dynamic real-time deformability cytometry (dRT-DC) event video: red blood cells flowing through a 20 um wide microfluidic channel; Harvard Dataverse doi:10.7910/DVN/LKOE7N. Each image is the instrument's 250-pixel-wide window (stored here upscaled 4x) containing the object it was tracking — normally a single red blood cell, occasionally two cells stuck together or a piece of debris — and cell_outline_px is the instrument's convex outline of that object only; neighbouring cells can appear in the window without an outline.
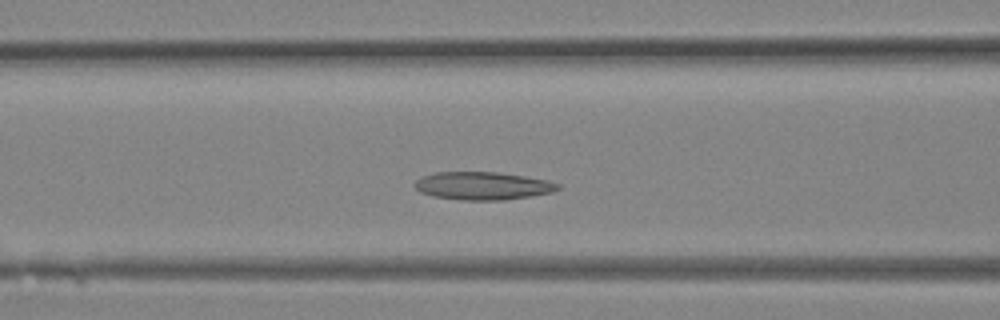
{"species": "Egyptian fruit bat (a non-hibernating species)", "species_latin": "Rousettus aegyptiacus", "temperature_condition": "room temperature", "stored_images_in_passage": 29, "camera_frame_rate_fps": 3000, "um_per_image_px": 0.085, "animal": {"sex": "female"}, "frame": {"image": 1, "passage_image": 10, "time_ms": 3.0, "image_size_px": [1000, 320], "cell_outline_px": [[560, 188], [552, 192], [532, 196], [504, 200], [464, 200], [432, 196], [420, 192], [412, 184], [416, 180], [424, 176], [436, 172], [496, 172], [524, 176], [548, 180], [560, 184]], "centroid_in_image_um": [41.04, 15.8], "position_along_channel_um": 125.6, "area_um2": 23.29}}
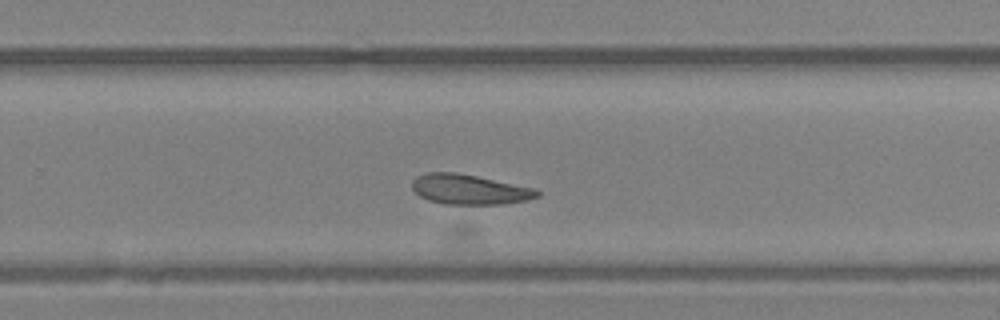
{"frame": {"image": 2, "passage_image": 18, "time_ms": 5.667, "image_size_px": [1000, 320], "cell_outline_px": [[540, 196], [528, 200], [504, 204], [444, 204], [428, 200], [420, 196], [412, 188], [412, 180], [416, 176], [424, 172], [456, 172], [536, 188], [540, 192]], "centroid_in_image_um": [39.9, 16.1], "position_along_channel_um": 289.9, "area_um2": 22.02}}
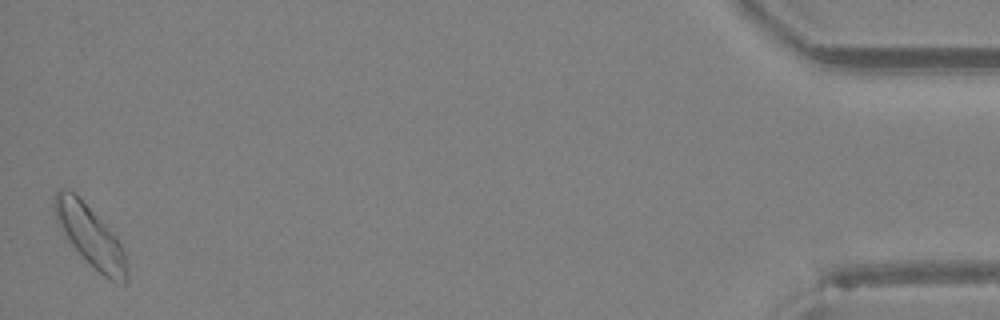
{"frame": {"image": 3, "passage_image": 29, "time_ms": 9.333, "image_size_px": [1000, 320], "cell_outline_px": [[128, 280], [124, 284], [108, 280], [72, 244], [56, 224], [52, 208], [52, 204], [56, 192], [60, 188], [68, 188], [80, 196], [116, 236], [124, 252], [128, 268]], "centroid_in_image_um": [7.65, 19.99], "position_along_channel_um": 427.6, "area_um2": 25.66}}